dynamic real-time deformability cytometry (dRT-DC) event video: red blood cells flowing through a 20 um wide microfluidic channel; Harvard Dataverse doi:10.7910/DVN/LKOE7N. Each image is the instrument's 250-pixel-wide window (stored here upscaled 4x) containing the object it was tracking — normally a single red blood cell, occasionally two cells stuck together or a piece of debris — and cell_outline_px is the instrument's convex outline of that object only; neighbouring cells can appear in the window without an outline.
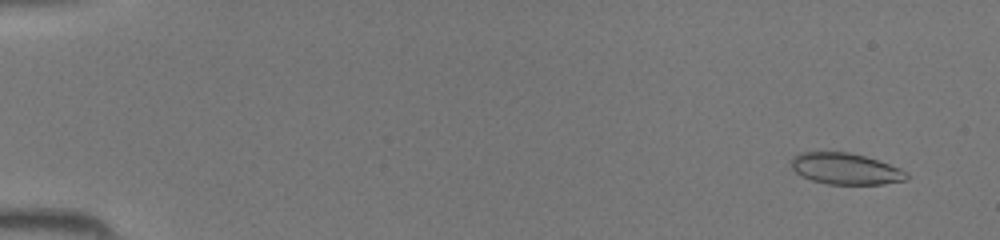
{"species": "common noctule bat (a hibernating species)", "species_latin": "Nyctalus noctula", "temperature_condition": "room temperature", "stored_images_in_passage": 44, "camera_frame_rate_fps": 3000, "um_per_image_px": 0.085, "animal": {"sex": "female", "body_mass_g": 19.5, "forearm_length_mm": 54.1}, "frame": {"image": 1, "passage_image": 3, "time_ms": 0.667, "image_size_px": [1000, 240], "cell_outline_px": [[908, 180], [884, 184], [828, 184], [812, 180], [800, 176], [792, 168], [792, 156], [800, 152], [848, 152], [864, 156], [900, 168], [908, 172]], "centroid_in_image_um": [71.87, 14.35], "position_along_channel_um": 13.1, "area_um2": 21.04}}
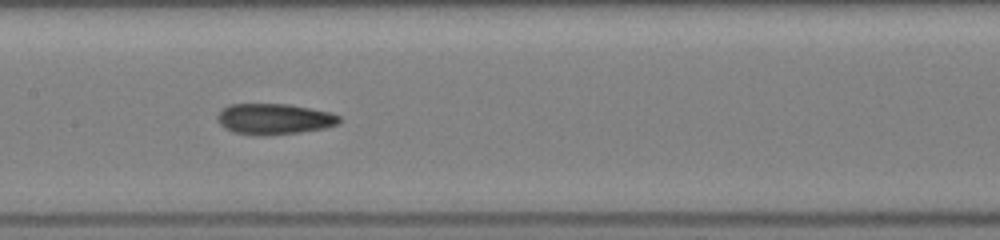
{"frame": {"image": 2, "passage_image": 23, "time_ms": 7.333, "image_size_px": [1000, 240], "cell_outline_px": [[340, 124], [324, 128], [300, 132], [264, 136], [256, 136], [232, 132], [224, 128], [216, 120], [216, 116], [220, 108], [228, 104], [288, 104], [332, 112], [340, 116]], "centroid_in_image_um": [23.26, 10.12], "position_along_channel_um": 184.1, "area_um2": 22.37}}
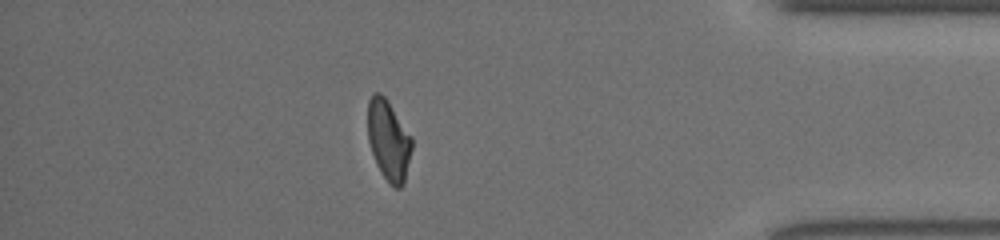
{"frame": {"image": 3, "passage_image": 39, "time_ms": 12.667, "image_size_px": [1000, 240], "cell_outline_px": [[412, 148], [404, 184], [400, 188], [396, 188], [380, 172], [376, 164], [368, 140], [368, 100], [372, 92], [380, 92], [388, 100], [412, 136]], "centroid_in_image_um": [33.03, 11.88], "position_along_channel_um": 402.2, "area_um2": 20.75}}